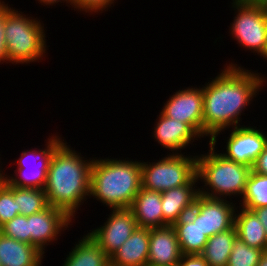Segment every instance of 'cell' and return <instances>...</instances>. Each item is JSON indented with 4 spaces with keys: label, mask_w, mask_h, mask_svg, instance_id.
<instances>
[{
    "label": "cell",
    "mask_w": 267,
    "mask_h": 266,
    "mask_svg": "<svg viewBox=\"0 0 267 266\" xmlns=\"http://www.w3.org/2000/svg\"><path fill=\"white\" fill-rule=\"evenodd\" d=\"M223 67L214 79L209 78L211 80L202 85L203 138L207 136L213 146L222 132L241 126V115L266 86L267 80L264 74L234 62Z\"/></svg>",
    "instance_id": "1"
},
{
    "label": "cell",
    "mask_w": 267,
    "mask_h": 266,
    "mask_svg": "<svg viewBox=\"0 0 267 266\" xmlns=\"http://www.w3.org/2000/svg\"><path fill=\"white\" fill-rule=\"evenodd\" d=\"M67 144L63 140L50 157L44 191L48 205L63 210L75 221L80 205L90 199L94 158L85 159Z\"/></svg>",
    "instance_id": "2"
},
{
    "label": "cell",
    "mask_w": 267,
    "mask_h": 266,
    "mask_svg": "<svg viewBox=\"0 0 267 266\" xmlns=\"http://www.w3.org/2000/svg\"><path fill=\"white\" fill-rule=\"evenodd\" d=\"M94 157L90 198L108 209L129 208L141 188V160Z\"/></svg>",
    "instance_id": "3"
},
{
    "label": "cell",
    "mask_w": 267,
    "mask_h": 266,
    "mask_svg": "<svg viewBox=\"0 0 267 266\" xmlns=\"http://www.w3.org/2000/svg\"><path fill=\"white\" fill-rule=\"evenodd\" d=\"M208 146L207 153L197 154V179L204 184L199 194L214 199L242 198L251 167L226 159L211 143Z\"/></svg>",
    "instance_id": "4"
},
{
    "label": "cell",
    "mask_w": 267,
    "mask_h": 266,
    "mask_svg": "<svg viewBox=\"0 0 267 266\" xmlns=\"http://www.w3.org/2000/svg\"><path fill=\"white\" fill-rule=\"evenodd\" d=\"M18 10L5 2L4 33L7 61L13 65H28L37 61L39 63V60L41 62L46 57L45 53L49 47L46 43L48 40L44 23L37 17H28L29 14L25 15Z\"/></svg>",
    "instance_id": "5"
},
{
    "label": "cell",
    "mask_w": 267,
    "mask_h": 266,
    "mask_svg": "<svg viewBox=\"0 0 267 266\" xmlns=\"http://www.w3.org/2000/svg\"><path fill=\"white\" fill-rule=\"evenodd\" d=\"M157 161V162H156ZM199 184L197 179V155L168 153L155 162L141 161V187L164 192L186 185Z\"/></svg>",
    "instance_id": "6"
},
{
    "label": "cell",
    "mask_w": 267,
    "mask_h": 266,
    "mask_svg": "<svg viewBox=\"0 0 267 266\" xmlns=\"http://www.w3.org/2000/svg\"><path fill=\"white\" fill-rule=\"evenodd\" d=\"M234 20L229 32L244 50L264 56L267 50V10L248 3L246 0H232Z\"/></svg>",
    "instance_id": "7"
},
{
    "label": "cell",
    "mask_w": 267,
    "mask_h": 266,
    "mask_svg": "<svg viewBox=\"0 0 267 266\" xmlns=\"http://www.w3.org/2000/svg\"><path fill=\"white\" fill-rule=\"evenodd\" d=\"M61 137L52 134L45 140V148L22 151L18 160L14 162L17 164V169L13 175H7L3 169L4 179L12 186L44 189L49 160L53 151L64 140Z\"/></svg>",
    "instance_id": "8"
},
{
    "label": "cell",
    "mask_w": 267,
    "mask_h": 266,
    "mask_svg": "<svg viewBox=\"0 0 267 266\" xmlns=\"http://www.w3.org/2000/svg\"><path fill=\"white\" fill-rule=\"evenodd\" d=\"M199 87V88H198ZM186 87L174 92L164 103L161 113L180 122L187 123L203 138V89Z\"/></svg>",
    "instance_id": "9"
},
{
    "label": "cell",
    "mask_w": 267,
    "mask_h": 266,
    "mask_svg": "<svg viewBox=\"0 0 267 266\" xmlns=\"http://www.w3.org/2000/svg\"><path fill=\"white\" fill-rule=\"evenodd\" d=\"M227 138L226 152L222 154L226 159L252 168L253 163L267 144V134L256 126H237L230 129ZM264 132V133H263Z\"/></svg>",
    "instance_id": "10"
},
{
    "label": "cell",
    "mask_w": 267,
    "mask_h": 266,
    "mask_svg": "<svg viewBox=\"0 0 267 266\" xmlns=\"http://www.w3.org/2000/svg\"><path fill=\"white\" fill-rule=\"evenodd\" d=\"M111 214L103 225L88 233L110 257L131 236L138 227L129 208L110 209Z\"/></svg>",
    "instance_id": "11"
},
{
    "label": "cell",
    "mask_w": 267,
    "mask_h": 266,
    "mask_svg": "<svg viewBox=\"0 0 267 266\" xmlns=\"http://www.w3.org/2000/svg\"><path fill=\"white\" fill-rule=\"evenodd\" d=\"M72 222L74 221L63 210L50 205L39 213L31 214L29 216L31 245L45 254V248L58 241L59 236L73 225Z\"/></svg>",
    "instance_id": "12"
},
{
    "label": "cell",
    "mask_w": 267,
    "mask_h": 266,
    "mask_svg": "<svg viewBox=\"0 0 267 266\" xmlns=\"http://www.w3.org/2000/svg\"><path fill=\"white\" fill-rule=\"evenodd\" d=\"M194 207L199 211V227L209 238L234 226L237 206L227 199L198 195Z\"/></svg>",
    "instance_id": "13"
},
{
    "label": "cell",
    "mask_w": 267,
    "mask_h": 266,
    "mask_svg": "<svg viewBox=\"0 0 267 266\" xmlns=\"http://www.w3.org/2000/svg\"><path fill=\"white\" fill-rule=\"evenodd\" d=\"M157 116L159 117L156 119L154 129L152 128L154 130L152 137L163 146V149L171 151L172 154H182L181 151L193 144L194 140L201 139L187 123L167 117L161 112Z\"/></svg>",
    "instance_id": "14"
},
{
    "label": "cell",
    "mask_w": 267,
    "mask_h": 266,
    "mask_svg": "<svg viewBox=\"0 0 267 266\" xmlns=\"http://www.w3.org/2000/svg\"><path fill=\"white\" fill-rule=\"evenodd\" d=\"M182 255L172 225L150 228L147 266H177Z\"/></svg>",
    "instance_id": "15"
},
{
    "label": "cell",
    "mask_w": 267,
    "mask_h": 266,
    "mask_svg": "<svg viewBox=\"0 0 267 266\" xmlns=\"http://www.w3.org/2000/svg\"><path fill=\"white\" fill-rule=\"evenodd\" d=\"M198 184L181 185L161 193L163 226L173 225L194 207Z\"/></svg>",
    "instance_id": "16"
},
{
    "label": "cell",
    "mask_w": 267,
    "mask_h": 266,
    "mask_svg": "<svg viewBox=\"0 0 267 266\" xmlns=\"http://www.w3.org/2000/svg\"><path fill=\"white\" fill-rule=\"evenodd\" d=\"M150 229L137 227L131 236L114 252L110 266H147Z\"/></svg>",
    "instance_id": "17"
},
{
    "label": "cell",
    "mask_w": 267,
    "mask_h": 266,
    "mask_svg": "<svg viewBox=\"0 0 267 266\" xmlns=\"http://www.w3.org/2000/svg\"><path fill=\"white\" fill-rule=\"evenodd\" d=\"M161 192L140 188L129 209L134 214L138 227H163Z\"/></svg>",
    "instance_id": "18"
},
{
    "label": "cell",
    "mask_w": 267,
    "mask_h": 266,
    "mask_svg": "<svg viewBox=\"0 0 267 266\" xmlns=\"http://www.w3.org/2000/svg\"><path fill=\"white\" fill-rule=\"evenodd\" d=\"M182 254H201L208 237L199 227V211L193 207L187 215L172 225Z\"/></svg>",
    "instance_id": "19"
},
{
    "label": "cell",
    "mask_w": 267,
    "mask_h": 266,
    "mask_svg": "<svg viewBox=\"0 0 267 266\" xmlns=\"http://www.w3.org/2000/svg\"><path fill=\"white\" fill-rule=\"evenodd\" d=\"M44 256L35 246L0 233V263L2 266H42Z\"/></svg>",
    "instance_id": "20"
},
{
    "label": "cell",
    "mask_w": 267,
    "mask_h": 266,
    "mask_svg": "<svg viewBox=\"0 0 267 266\" xmlns=\"http://www.w3.org/2000/svg\"><path fill=\"white\" fill-rule=\"evenodd\" d=\"M234 226L237 238L252 248L267 251L265 228L253 210L237 205Z\"/></svg>",
    "instance_id": "21"
},
{
    "label": "cell",
    "mask_w": 267,
    "mask_h": 266,
    "mask_svg": "<svg viewBox=\"0 0 267 266\" xmlns=\"http://www.w3.org/2000/svg\"><path fill=\"white\" fill-rule=\"evenodd\" d=\"M66 256L62 266H110L109 256L88 233L75 242Z\"/></svg>",
    "instance_id": "22"
},
{
    "label": "cell",
    "mask_w": 267,
    "mask_h": 266,
    "mask_svg": "<svg viewBox=\"0 0 267 266\" xmlns=\"http://www.w3.org/2000/svg\"><path fill=\"white\" fill-rule=\"evenodd\" d=\"M237 238L235 226L208 238L200 254L209 266H227L233 243Z\"/></svg>",
    "instance_id": "23"
},
{
    "label": "cell",
    "mask_w": 267,
    "mask_h": 266,
    "mask_svg": "<svg viewBox=\"0 0 267 266\" xmlns=\"http://www.w3.org/2000/svg\"><path fill=\"white\" fill-rule=\"evenodd\" d=\"M13 195L17 201V212L20 215L30 216L46 209L49 205L44 189L20 188L13 186Z\"/></svg>",
    "instance_id": "24"
},
{
    "label": "cell",
    "mask_w": 267,
    "mask_h": 266,
    "mask_svg": "<svg viewBox=\"0 0 267 266\" xmlns=\"http://www.w3.org/2000/svg\"><path fill=\"white\" fill-rule=\"evenodd\" d=\"M240 202L239 206L249 210L267 206V176L251 171Z\"/></svg>",
    "instance_id": "25"
},
{
    "label": "cell",
    "mask_w": 267,
    "mask_h": 266,
    "mask_svg": "<svg viewBox=\"0 0 267 266\" xmlns=\"http://www.w3.org/2000/svg\"><path fill=\"white\" fill-rule=\"evenodd\" d=\"M263 253L262 249L252 248L236 238L227 266H257Z\"/></svg>",
    "instance_id": "26"
},
{
    "label": "cell",
    "mask_w": 267,
    "mask_h": 266,
    "mask_svg": "<svg viewBox=\"0 0 267 266\" xmlns=\"http://www.w3.org/2000/svg\"><path fill=\"white\" fill-rule=\"evenodd\" d=\"M0 233L20 242L31 245V235L29 233V216L18 215L7 221L0 227Z\"/></svg>",
    "instance_id": "27"
},
{
    "label": "cell",
    "mask_w": 267,
    "mask_h": 266,
    "mask_svg": "<svg viewBox=\"0 0 267 266\" xmlns=\"http://www.w3.org/2000/svg\"><path fill=\"white\" fill-rule=\"evenodd\" d=\"M18 215L13 186L3 179L0 183V227Z\"/></svg>",
    "instance_id": "28"
},
{
    "label": "cell",
    "mask_w": 267,
    "mask_h": 266,
    "mask_svg": "<svg viewBox=\"0 0 267 266\" xmlns=\"http://www.w3.org/2000/svg\"><path fill=\"white\" fill-rule=\"evenodd\" d=\"M116 0H74V10H77L80 13L83 11L86 13L98 14L103 13V11H108L107 9L114 7ZM113 4V6H112ZM109 7V8H108Z\"/></svg>",
    "instance_id": "29"
},
{
    "label": "cell",
    "mask_w": 267,
    "mask_h": 266,
    "mask_svg": "<svg viewBox=\"0 0 267 266\" xmlns=\"http://www.w3.org/2000/svg\"><path fill=\"white\" fill-rule=\"evenodd\" d=\"M5 22V1L0 0V64H8L7 62V48L5 43L4 33ZM3 61V62H2Z\"/></svg>",
    "instance_id": "30"
},
{
    "label": "cell",
    "mask_w": 267,
    "mask_h": 266,
    "mask_svg": "<svg viewBox=\"0 0 267 266\" xmlns=\"http://www.w3.org/2000/svg\"><path fill=\"white\" fill-rule=\"evenodd\" d=\"M177 266H209L200 254H183Z\"/></svg>",
    "instance_id": "31"
},
{
    "label": "cell",
    "mask_w": 267,
    "mask_h": 266,
    "mask_svg": "<svg viewBox=\"0 0 267 266\" xmlns=\"http://www.w3.org/2000/svg\"><path fill=\"white\" fill-rule=\"evenodd\" d=\"M251 171L267 176V144L252 165Z\"/></svg>",
    "instance_id": "32"
},
{
    "label": "cell",
    "mask_w": 267,
    "mask_h": 266,
    "mask_svg": "<svg viewBox=\"0 0 267 266\" xmlns=\"http://www.w3.org/2000/svg\"><path fill=\"white\" fill-rule=\"evenodd\" d=\"M253 211L261 221L267 235V206L253 209Z\"/></svg>",
    "instance_id": "33"
},
{
    "label": "cell",
    "mask_w": 267,
    "mask_h": 266,
    "mask_svg": "<svg viewBox=\"0 0 267 266\" xmlns=\"http://www.w3.org/2000/svg\"><path fill=\"white\" fill-rule=\"evenodd\" d=\"M36 1H38V3L40 4L41 3V5H43V6H52V5H54L55 6V4H57V3H68L67 4V6L68 7H71V6H73L72 8H74V0H36ZM71 5V6H70Z\"/></svg>",
    "instance_id": "34"
},
{
    "label": "cell",
    "mask_w": 267,
    "mask_h": 266,
    "mask_svg": "<svg viewBox=\"0 0 267 266\" xmlns=\"http://www.w3.org/2000/svg\"><path fill=\"white\" fill-rule=\"evenodd\" d=\"M248 3L267 10V0H246Z\"/></svg>",
    "instance_id": "35"
},
{
    "label": "cell",
    "mask_w": 267,
    "mask_h": 266,
    "mask_svg": "<svg viewBox=\"0 0 267 266\" xmlns=\"http://www.w3.org/2000/svg\"><path fill=\"white\" fill-rule=\"evenodd\" d=\"M257 266H267V251H265L259 260V263Z\"/></svg>",
    "instance_id": "36"
},
{
    "label": "cell",
    "mask_w": 267,
    "mask_h": 266,
    "mask_svg": "<svg viewBox=\"0 0 267 266\" xmlns=\"http://www.w3.org/2000/svg\"><path fill=\"white\" fill-rule=\"evenodd\" d=\"M0 160H1V158H0ZM0 163H1V165H2V162H1V161H0ZM3 179H4L3 169H2V167L0 166V183L3 181Z\"/></svg>",
    "instance_id": "37"
},
{
    "label": "cell",
    "mask_w": 267,
    "mask_h": 266,
    "mask_svg": "<svg viewBox=\"0 0 267 266\" xmlns=\"http://www.w3.org/2000/svg\"><path fill=\"white\" fill-rule=\"evenodd\" d=\"M265 59V61L267 60V50H266V53L265 55L263 56V60Z\"/></svg>",
    "instance_id": "38"
}]
</instances>
